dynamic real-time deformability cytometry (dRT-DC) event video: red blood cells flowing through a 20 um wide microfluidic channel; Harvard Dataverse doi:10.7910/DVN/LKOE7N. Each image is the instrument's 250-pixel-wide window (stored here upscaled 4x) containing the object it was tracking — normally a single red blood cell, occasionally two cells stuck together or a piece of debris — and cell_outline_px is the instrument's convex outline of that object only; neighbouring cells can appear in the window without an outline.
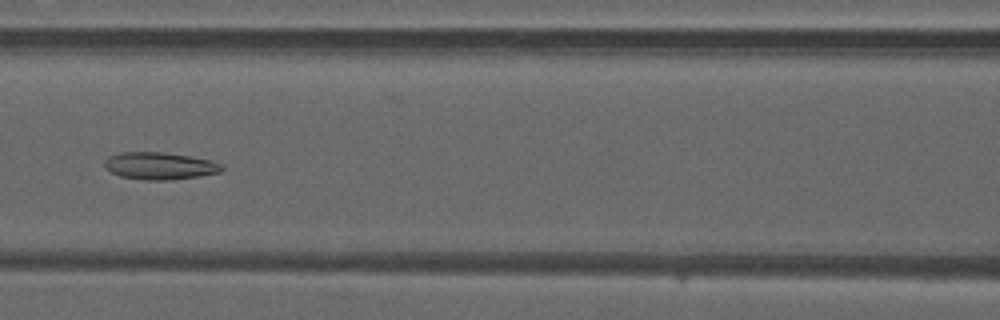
{"species": "common noctule bat (a hibernating species)", "species_latin": "Nyctalus noctula", "temperature_condition": "warm", "stored_images_in_passage": 50, "camera_frame_rate_fps": 3000, "um_per_image_px": 0.085, "animal": {"sex": "male", "forearm_length_mm": 52.5}, "frame": {"image": 1, "passage_image": 23, "time_ms": 7.333, "image_size_px": [1000, 320], "cell_outline_px": [[224, 168], [220, 172], [200, 176], [168, 180], [144, 180], [120, 176], [104, 168], [104, 160], [108, 156], [120, 152], [164, 152], [212, 160], [220, 164]], "centroid_in_image_um": [13.55, 14.09], "position_along_channel_um": 153.1, "area_um2": 18.67}}
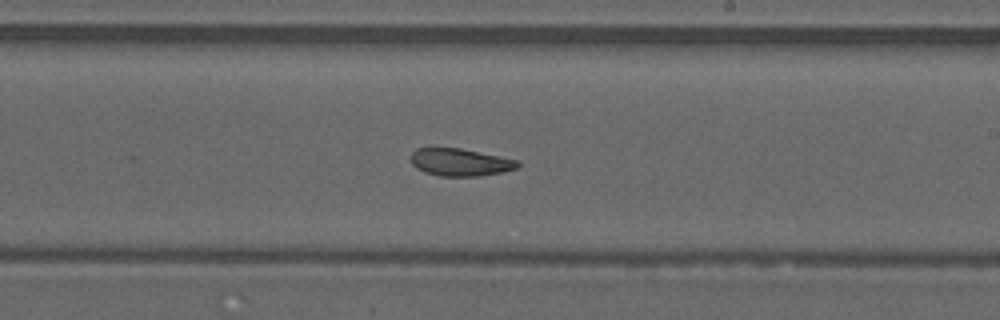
{"frame": {"image": 2, "passage_image": 30, "time_ms": 9.667, "image_size_px": [1000, 320], "cell_outline_px": [[520, 164], [516, 168], [500, 172], [480, 176], [440, 176], [424, 172], [416, 168], [412, 164], [412, 152], [416, 148], [460, 148], [520, 160]], "centroid_in_image_um": [39.12, 13.79], "position_along_channel_um": 249.9, "area_um2": 17.05}}
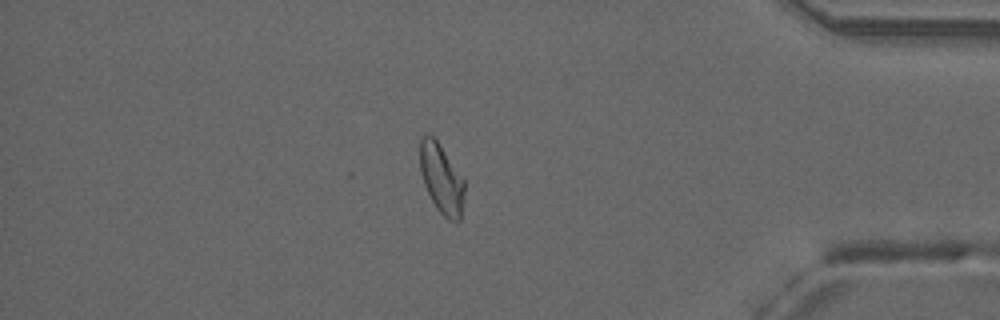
{"frame": {"image": 3, "passage_image": 43, "time_ms": 14.0, "image_size_px": [1000, 320], "cell_outline_px": [[464, 192], [460, 220], [448, 220], [436, 208], [424, 184], [420, 172], [420, 140], [424, 136], [432, 136], [436, 140], [464, 180]], "centroid_in_image_um": [37.51, 15.22], "position_along_channel_um": 397.7, "area_um2": 17.51}, "authors_computed_cell_mechanics": {"area_um2": 19.1318, "velocity_mm_per_s": 4.1712, "shape_relaxation_time_tau1_ms": null, "shape_relaxation_time_tau2_ms": 5.5759, "deformation_change_tau1": null, "deformation_change_tau2": 0.1261}}